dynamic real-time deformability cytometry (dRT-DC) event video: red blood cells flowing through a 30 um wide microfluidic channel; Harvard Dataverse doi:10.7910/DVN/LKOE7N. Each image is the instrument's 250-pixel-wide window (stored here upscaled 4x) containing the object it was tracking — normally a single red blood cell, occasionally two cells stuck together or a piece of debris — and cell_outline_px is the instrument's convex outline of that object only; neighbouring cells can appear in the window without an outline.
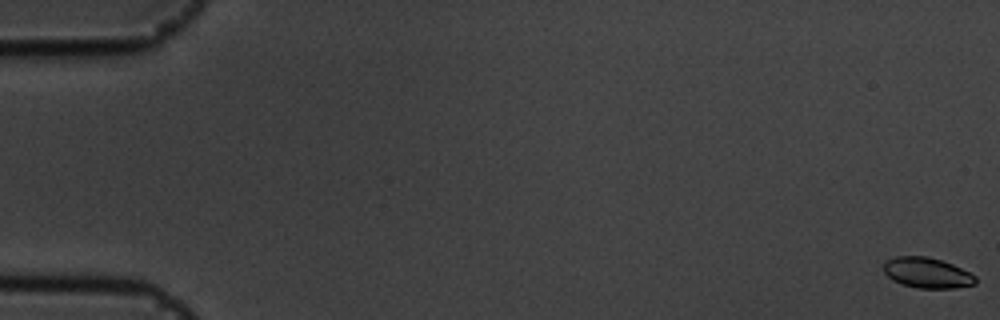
{"species": "common noctule bat (a hibernating species)", "species_latin": "Nyctalus noctula", "temperature_condition": "cold", "stored_images_in_passage": 57, "camera_frame_rate_fps": 3000, "um_per_image_px": 0.085, "animal": {"sex": "male", "body_mass_g": 19.5, "forearm_length_mm": 54.6}, "frame": {"image": 1, "passage_image": 1, "time_ms": 0.0, "image_size_px": [1000, 320], "cell_outline_px": [[976, 284], [952, 288], [920, 288], [904, 284], [892, 280], [884, 272], [884, 264], [888, 260], [896, 256], [928, 256], [952, 264], [976, 276]], "centroid_in_image_um": [78.81, 23.18], "position_along_channel_um": 6.2, "area_um2": 16.07}}
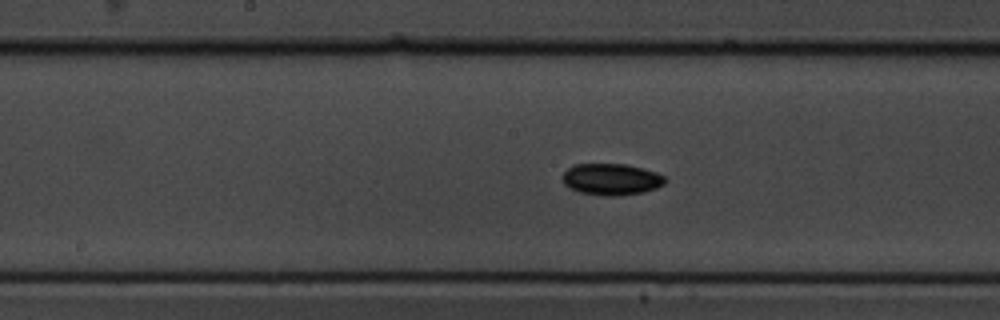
{"frame": {"image": 2, "passage_image": 30, "time_ms": 9.667, "image_size_px": [1000, 320], "cell_outline_px": [[664, 184], [656, 188], [644, 192], [620, 196], [604, 196], [580, 192], [568, 188], [564, 184], [560, 176], [572, 164], [624, 164], [644, 168], [656, 172], [664, 176]], "centroid_in_image_um": [51.92, 15.24], "position_along_channel_um": 196.3, "area_um2": 19.07}}
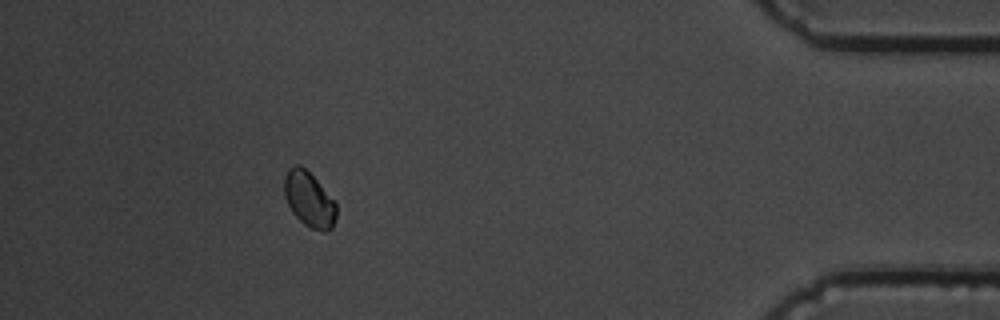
{"frame": {"image": 3, "passage_image": 52, "time_ms": 17.0, "image_size_px": [1000, 320], "cell_outline_px": [[336, 220], [332, 228], [328, 232], [324, 232], [312, 228], [304, 224], [292, 212], [284, 196], [284, 176], [288, 168], [296, 164], [300, 164], [316, 180], [336, 204]], "centroid_in_image_um": [26.26, 16.96], "position_along_channel_um": 408.9, "area_um2": 16.59}, "authors_computed_cell_mechanics": {"area_um2": 17.2244, "velocity_mm_per_s": 3.5823, "shape_relaxation_time_tau1_ms": 5.7572, "shape_relaxation_time_tau2_ms": null, "deformation_change_tau1": 0.0994, "deformation_change_tau2": null}}